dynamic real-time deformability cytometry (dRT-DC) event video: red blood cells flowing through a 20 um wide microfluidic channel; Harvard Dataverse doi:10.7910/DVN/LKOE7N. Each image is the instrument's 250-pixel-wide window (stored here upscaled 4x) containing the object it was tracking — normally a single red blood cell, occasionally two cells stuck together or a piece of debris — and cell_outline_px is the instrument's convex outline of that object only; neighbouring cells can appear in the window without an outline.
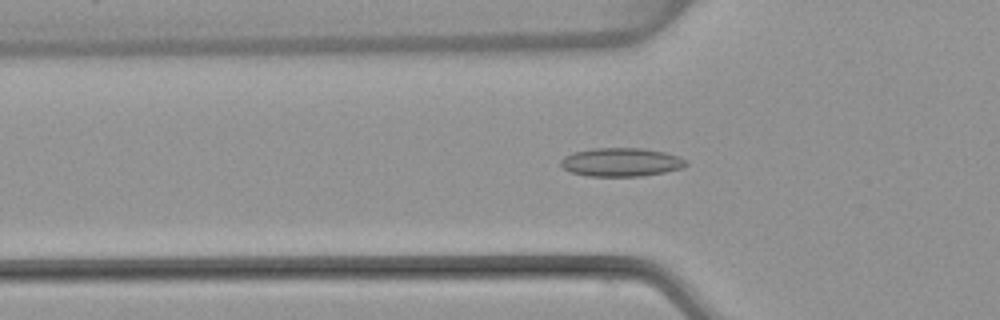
{"species": "common noctule bat (a hibernating species)", "species_latin": "Nyctalus noctula", "temperature_condition": "warm", "stored_images_in_passage": 54, "camera_frame_rate_fps": 3000, "um_per_image_px": 0.085, "animal": {"sex": "female", "body_mass_g": 22.7, "forearm_length_mm": 54.2}, "frame": {"image": 1, "passage_image": 18, "time_ms": 5.667, "image_size_px": [1000, 320], "cell_outline_px": [[688, 164], [684, 168], [664, 172], [640, 176], [588, 176], [572, 172], [564, 168], [560, 164], [560, 160], [564, 156], [572, 152], [592, 148], [644, 148], [664, 152], [676, 156], [684, 160]], "centroid_in_image_um": [52.77, 13.78], "position_along_channel_um": 73.0, "area_um2": 20.81}}
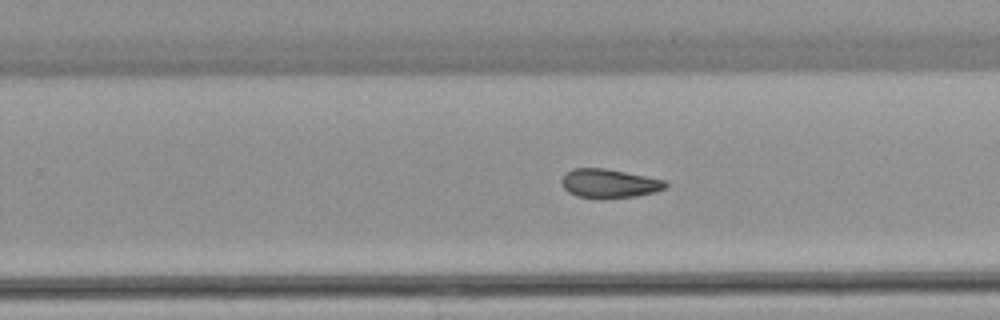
{"frame": {"image": 2, "passage_image": 34, "time_ms": 11.0, "image_size_px": [1000, 320], "cell_outline_px": [[668, 188], [656, 192], [636, 196], [600, 200], [576, 196], [568, 192], [564, 188], [560, 180], [572, 168], [604, 168], [664, 180], [668, 184]], "centroid_in_image_um": [51.78, 15.62], "position_along_channel_um": 278.0, "area_um2": 17.74}}
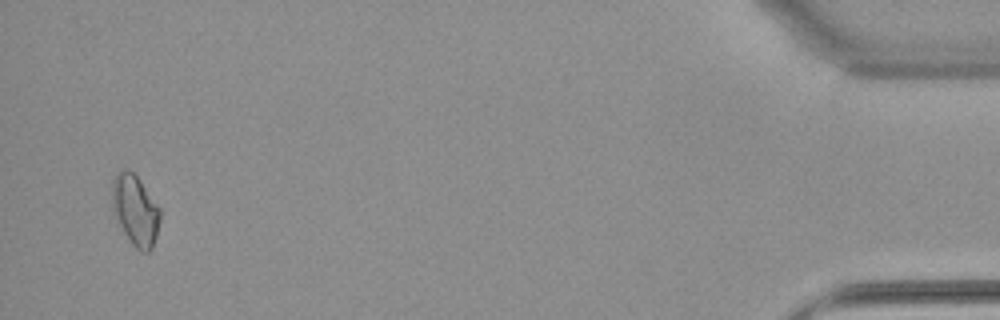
{"frame": {"image": 3, "passage_image": 52, "time_ms": 17.0, "image_size_px": [1000, 320], "cell_outline_px": [[160, 220], [156, 236], [152, 248], [148, 252], [140, 252], [132, 244], [124, 232], [112, 208], [112, 180], [116, 172], [132, 172], [140, 180], [160, 208]], "centroid_in_image_um": [11.51, 17.89], "position_along_channel_um": 423.7, "area_um2": 19.36}, "authors_computed_cell_mechanics": {"area_um2": 18.6116, "velocity_mm_per_s": 3.8448, "shape_relaxation_time_tau1_ms": null, "shape_relaxation_time_tau2_ms": 5.036, "deformation_change_tau1": null, "deformation_change_tau2": 0.1178}}